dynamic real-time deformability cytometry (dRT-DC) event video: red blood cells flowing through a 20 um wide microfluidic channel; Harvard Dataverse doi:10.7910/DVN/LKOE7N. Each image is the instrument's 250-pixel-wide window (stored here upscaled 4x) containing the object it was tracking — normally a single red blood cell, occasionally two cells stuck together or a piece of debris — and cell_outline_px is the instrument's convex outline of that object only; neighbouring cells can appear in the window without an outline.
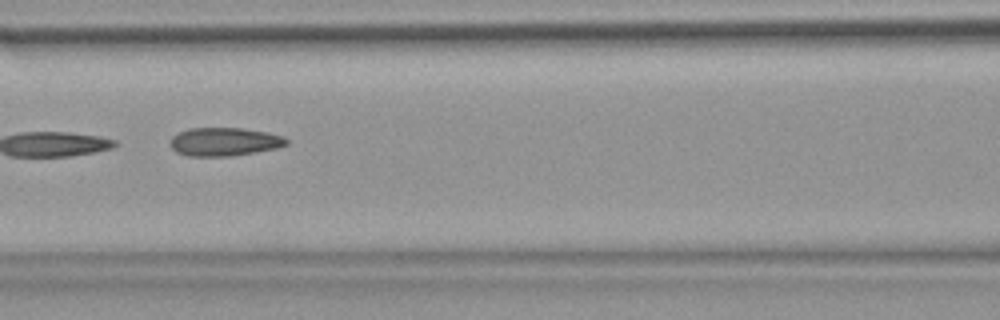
{"species": "common noctule bat (a hibernating species)", "species_latin": "Nyctalus noctula", "temperature_condition": "warm", "stored_images_in_passage": 9, "camera_frame_rate_fps": 3000, "um_per_image_px": 0.085, "animal": {"sex": "female", "body_mass_g": 18.4}, "frame": {"image": 1, "passage_image": 7, "time_ms": 2.0, "image_size_px": [1000, 320], "cell_outline_px": [[288, 144], [276, 148], [256, 152], [232, 156], [188, 156], [176, 152], [168, 144], [172, 136], [188, 128], [240, 128], [268, 132], [284, 136], [288, 140]], "centroid_in_image_um": [19.06, 12.05], "position_along_channel_um": 147.5, "area_um2": 19.36}}
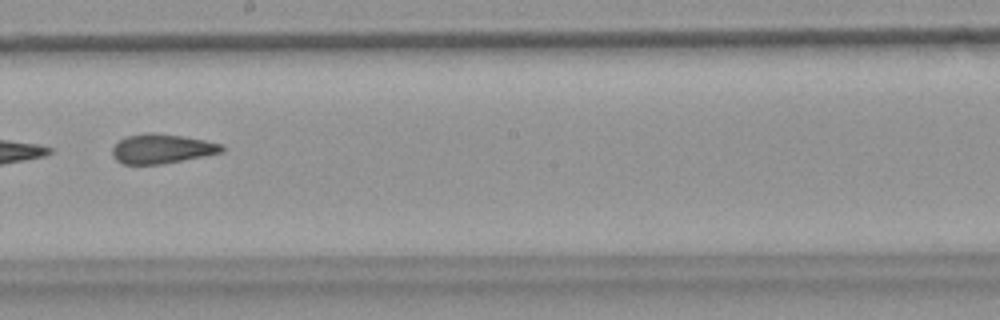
{"frame": {"image": 2, "passage_image": 9, "time_ms": 2.667, "image_size_px": [1000, 320], "cell_outline_px": [[224, 152], [204, 156], [160, 164], [124, 164], [116, 160], [112, 156], [112, 148], [120, 140], [128, 136], [148, 132], [152, 132], [184, 136], [224, 144]], "centroid_in_image_um": [13.78, 12.64], "position_along_channel_um": 234.4, "area_um2": 18.79}}